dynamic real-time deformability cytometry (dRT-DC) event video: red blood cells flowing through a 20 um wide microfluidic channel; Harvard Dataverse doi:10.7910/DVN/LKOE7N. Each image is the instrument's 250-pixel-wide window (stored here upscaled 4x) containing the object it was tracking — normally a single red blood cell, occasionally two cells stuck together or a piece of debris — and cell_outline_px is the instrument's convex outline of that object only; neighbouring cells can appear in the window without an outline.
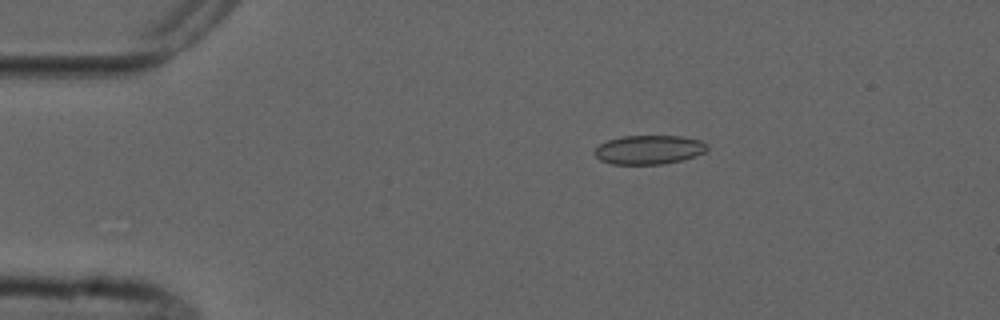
{"species": "common noctule bat (a hibernating species)", "species_latin": "Nyctalus noctula", "temperature_condition": "cold", "stored_images_in_passage": 11, "camera_frame_rate_fps": 3000, "um_per_image_px": 0.085, "animal": {"sex": "male", "forearm_length_mm": 52.5}, "frame": {"image": 1, "passage_image": 2, "time_ms": 2.0, "image_size_px": [1000, 320], "cell_outline_px": [[708, 148], [704, 152], [696, 156], [680, 160], [660, 164], [612, 164], [600, 160], [592, 152], [600, 144], [608, 140], [620, 136], [684, 136], [700, 140], [708, 144]], "centroid_in_image_um": [55.16, 12.72], "position_along_channel_um": 29.8, "area_um2": 19.07}}
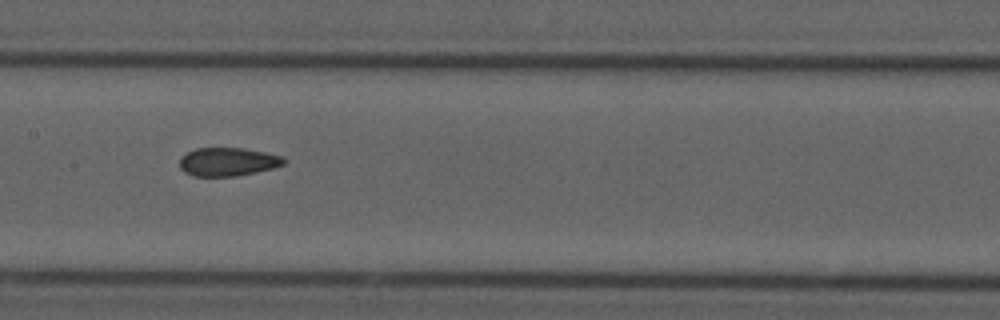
{"frame": {"image": 2, "passage_image": 7, "time_ms": 7.667, "image_size_px": [1000, 320], "cell_outline_px": [[288, 160], [284, 164], [272, 168], [256, 172], [236, 176], [192, 176], [184, 172], [180, 168], [180, 156], [196, 148], [244, 148], [284, 156]], "centroid_in_image_um": [19.37, 13.75], "position_along_channel_um": 188.0, "area_um2": 17.4}}
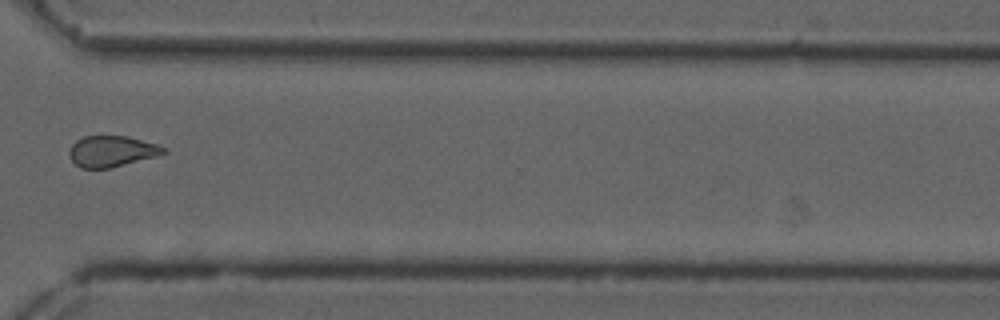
{"frame": {"image": 3, "passage_image": 11, "time_ms": 12.333, "image_size_px": [1000, 320], "cell_outline_px": [[168, 152], [156, 156], [108, 168], [80, 168], [72, 160], [68, 152], [72, 144], [76, 140], [84, 136], [128, 136], [156, 144], [168, 148]], "centroid_in_image_um": [9.5, 12.85], "position_along_channel_um": 361.1, "area_um2": 16.94}}